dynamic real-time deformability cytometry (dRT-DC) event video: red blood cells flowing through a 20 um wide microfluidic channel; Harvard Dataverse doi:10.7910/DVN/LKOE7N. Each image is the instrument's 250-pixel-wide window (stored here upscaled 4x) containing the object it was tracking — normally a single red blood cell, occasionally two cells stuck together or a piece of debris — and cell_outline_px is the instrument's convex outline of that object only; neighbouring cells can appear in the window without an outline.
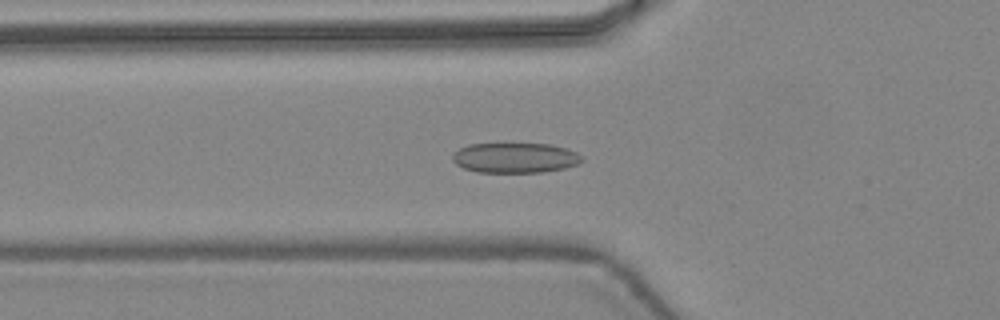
{"species": "common noctule bat (a hibernating species)", "species_latin": "Nyctalus noctula", "temperature_condition": "warm", "stored_images_in_passage": 48, "camera_frame_rate_fps": 3000, "um_per_image_px": 0.085, "animal": {"sex": "female", "body_mass_g": 24.6, "forearm_length_mm": 56.2}, "frame": {"image": 1, "passage_image": 18, "time_ms": 5.667, "image_size_px": [1000, 320], "cell_outline_px": [[584, 160], [580, 164], [564, 168], [544, 172], [476, 172], [464, 168], [456, 164], [452, 160], [452, 156], [460, 148], [468, 144], [552, 144], [576, 152]], "centroid_in_image_um": [43.79, 13.42], "position_along_channel_um": 82.0, "area_um2": 22.66}}
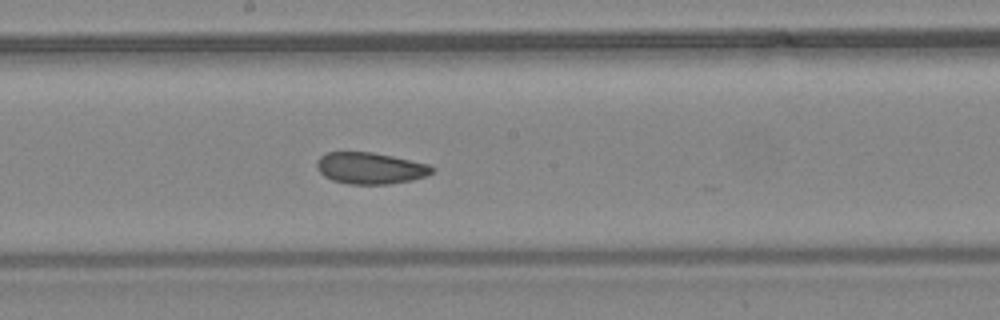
{"frame": {"image": 2, "passage_image": 27, "time_ms": 8.667, "image_size_px": [1000, 320], "cell_outline_px": [[436, 168], [432, 172], [424, 176], [412, 180], [388, 184], [348, 184], [332, 180], [324, 176], [316, 168], [316, 160], [324, 152], [372, 152], [392, 156], [428, 164]], "centroid_in_image_um": [31.43, 14.29], "position_along_channel_um": 216.8, "area_um2": 21.21}}
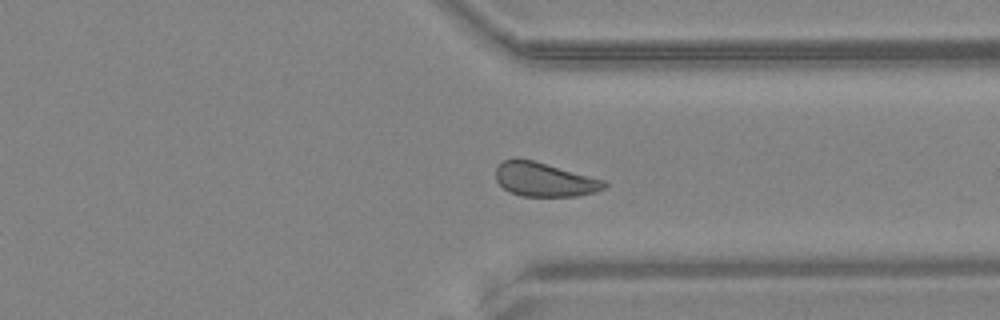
{"frame": {"image": 3, "passage_image": 37, "time_ms": 12.0, "image_size_px": [1000, 320], "cell_outline_px": [[608, 184], [604, 188], [596, 192], [576, 196], [520, 196], [508, 192], [496, 180], [496, 168], [504, 160], [512, 156], [516, 156], [532, 160], [604, 180]], "centroid_in_image_um": [46.23, 15.25], "position_along_channel_um": 365.2, "area_um2": 21.56}, "authors_computed_cell_mechanics": {"area_um2": 22.3686, "velocity_mm_per_s": 4.4691, "shape_relaxation_time_tau1_ms": 4.4216, "shape_relaxation_time_tau2_ms": 1.975, "deformation_change_tau1": 0.0993, "deformation_change_tau2": 0.0791}}